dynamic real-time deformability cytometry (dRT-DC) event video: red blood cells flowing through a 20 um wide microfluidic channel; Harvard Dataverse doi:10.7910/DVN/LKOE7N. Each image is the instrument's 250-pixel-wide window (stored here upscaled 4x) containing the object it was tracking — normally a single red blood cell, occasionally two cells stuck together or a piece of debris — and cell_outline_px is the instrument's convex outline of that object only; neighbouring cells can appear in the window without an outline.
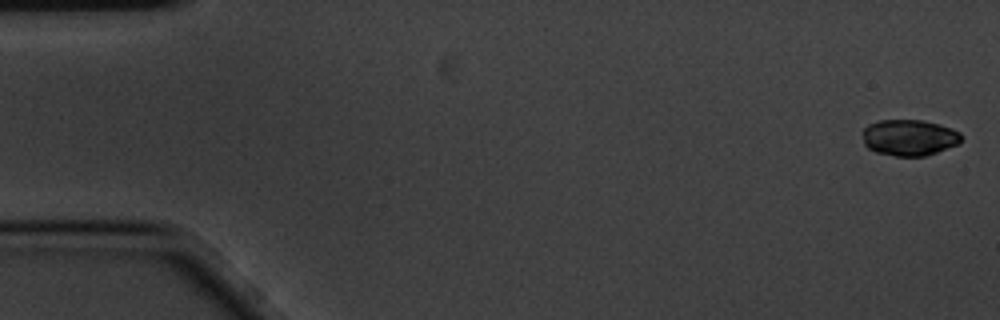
{"species": "common noctule bat (a hibernating species)", "species_latin": "Nyctalus noctula", "temperature_condition": "cold", "stored_images_in_passage": 5, "camera_frame_rate_fps": 3000, "um_per_image_px": 0.085, "animal": {"sex": "male", "body_mass_g": 20.1, "forearm_length_mm": 53.5}, "frame": {"image": 1, "passage_image": 1, "time_ms": 0.0, "image_size_px": [1000, 320], "cell_outline_px": [[960, 140], [956, 144], [936, 152], [924, 156], [896, 156], [876, 152], [868, 148], [864, 144], [860, 132], [868, 124], [880, 120], [920, 120], [940, 124], [952, 128], [960, 132]], "centroid_in_image_um": [77.22, 11.68], "position_along_channel_um": 7.8, "area_um2": 20.81}}
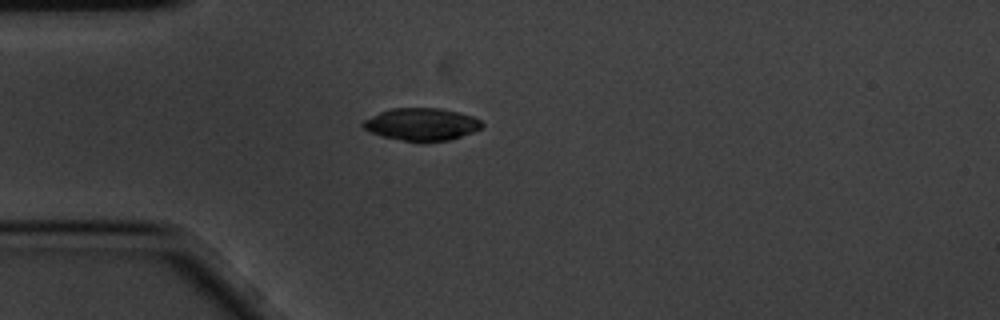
{"frame": {"image": 2, "passage_image": 5, "time_ms": 1.333, "image_size_px": [1000, 320], "cell_outline_px": [[484, 124], [480, 128], [472, 132], [448, 140], [404, 140], [384, 136], [372, 132], [364, 128], [360, 124], [364, 120], [380, 112], [392, 108], [440, 108], [472, 116], [480, 120]], "centroid_in_image_um": [35.83, 10.54], "position_along_channel_um": 49.2, "area_um2": 21.79}}